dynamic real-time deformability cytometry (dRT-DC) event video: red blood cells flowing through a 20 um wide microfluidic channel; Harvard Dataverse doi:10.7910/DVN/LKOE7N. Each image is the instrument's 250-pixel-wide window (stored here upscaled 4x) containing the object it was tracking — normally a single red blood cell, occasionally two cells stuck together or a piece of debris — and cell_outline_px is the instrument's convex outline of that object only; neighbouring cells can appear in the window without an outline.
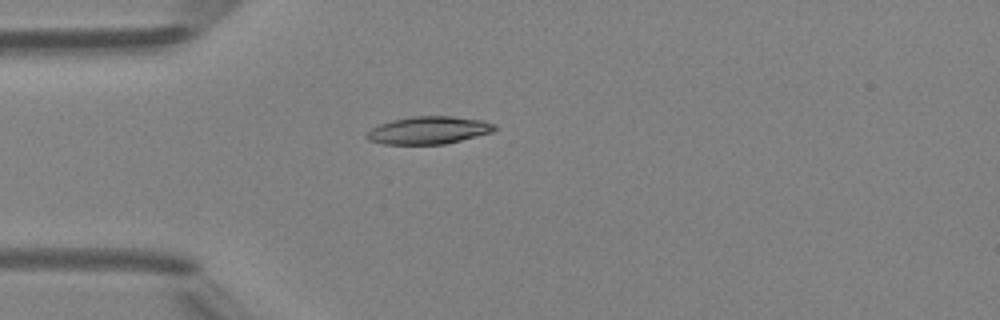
{"species": "Egyptian fruit bat (a non-hibernating species)", "species_latin": "Rousettus aegyptiacus", "temperature_condition": "room temperature", "stored_images_in_passage": 3, "camera_frame_rate_fps": 3000, "um_per_image_px": 0.085, "animal": {"sex": "female"}, "frame": {"image": 1, "passage_image": 3, "time_ms": 2.333, "image_size_px": [1000, 320], "cell_outline_px": [[496, 128], [492, 132], [444, 144], [384, 144], [368, 140], [364, 136], [372, 128], [380, 124], [392, 120], [412, 116], [452, 116], [484, 120], [496, 124]], "centroid_in_image_um": [36.44, 11.06], "position_along_channel_um": 48.6, "area_um2": 20.52}}